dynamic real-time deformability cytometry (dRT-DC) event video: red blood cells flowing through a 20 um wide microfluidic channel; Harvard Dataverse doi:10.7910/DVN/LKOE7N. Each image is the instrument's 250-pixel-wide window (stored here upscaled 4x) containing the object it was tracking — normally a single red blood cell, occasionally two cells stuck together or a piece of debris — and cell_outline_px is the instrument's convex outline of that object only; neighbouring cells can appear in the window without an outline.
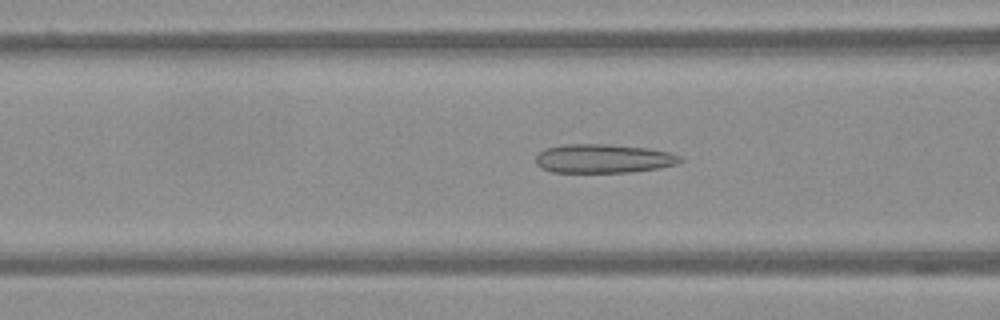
{"species": "Egyptian fruit bat (a non-hibernating species)", "species_latin": "Rousettus aegyptiacus", "temperature_condition": "warm", "stored_images_in_passage": 51, "camera_frame_rate_fps": 3000, "um_per_image_px": 0.085, "frame": {"image": 1, "passage_image": 17, "time_ms": 5.333, "image_size_px": [1000, 320], "cell_outline_px": [[684, 160], [676, 164], [660, 168], [632, 172], [552, 172], [540, 168], [536, 164], [536, 156], [544, 148], [564, 144], [608, 144], [648, 148], [668, 152], [680, 156]], "centroid_in_image_um": [51.27, 13.48], "position_along_channel_um": 115.3, "area_um2": 24.45}}
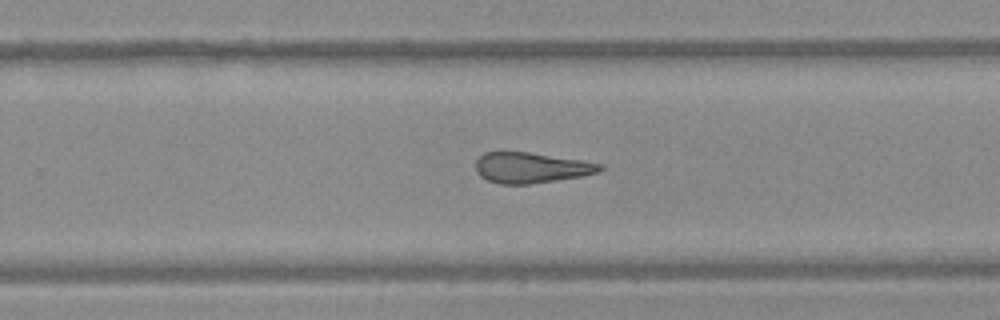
{"frame": {"image": 2, "passage_image": 31, "time_ms": 10.0, "image_size_px": [1000, 320], "cell_outline_px": [[604, 168], [600, 172], [580, 176], [528, 184], [500, 184], [488, 180], [480, 176], [476, 172], [476, 160], [484, 152], [528, 152], [580, 160], [604, 164]], "centroid_in_image_um": [45.13, 14.25], "position_along_channel_um": 284.7, "area_um2": 21.96}}
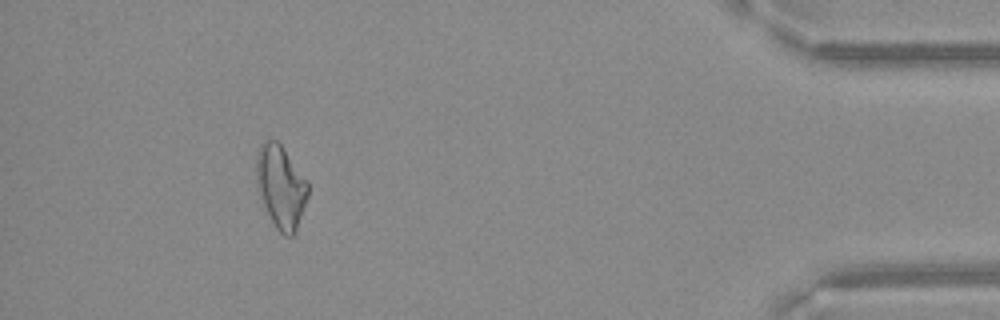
{"frame": {"image": 3, "passage_image": 46, "time_ms": 15.0, "image_size_px": [1000, 320], "cell_outline_px": [[308, 196], [296, 232], [292, 236], [284, 236], [276, 228], [264, 204], [256, 184], [256, 156], [260, 144], [264, 140], [276, 140], [280, 144], [308, 180]], "centroid_in_image_um": [23.88, 15.86], "position_along_channel_um": 411.3, "area_um2": 24.85}}